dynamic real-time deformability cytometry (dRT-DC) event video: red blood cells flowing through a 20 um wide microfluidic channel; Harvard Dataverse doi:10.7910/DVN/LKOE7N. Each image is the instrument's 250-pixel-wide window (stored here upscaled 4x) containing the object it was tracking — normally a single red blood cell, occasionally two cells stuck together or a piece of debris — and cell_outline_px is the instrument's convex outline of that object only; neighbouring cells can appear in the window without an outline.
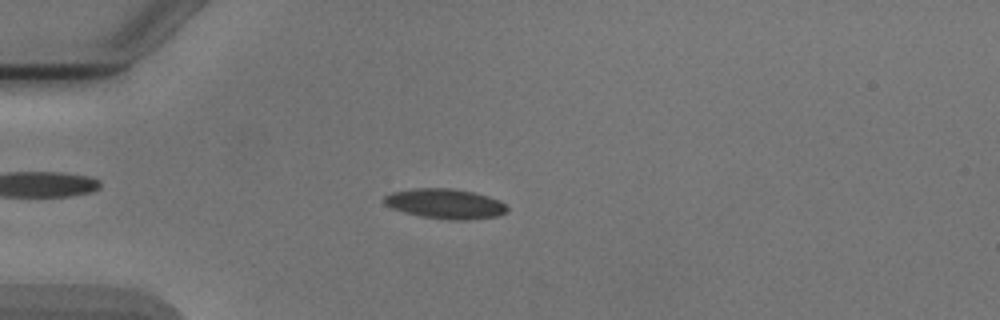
{"species": "Egyptian fruit bat (a non-hibernating species)", "species_latin": "Rousettus aegyptiacus", "temperature_condition": "cold", "stored_images_in_passage": 6, "camera_frame_rate_fps": 3000, "um_per_image_px": 0.085, "animal": {"sex": "male"}, "frame": {"image": 1, "passage_image": 3, "time_ms": 3.333, "image_size_px": [1000, 320], "cell_outline_px": [[508, 212], [500, 216], [468, 220], [448, 220], [420, 216], [404, 212], [392, 208], [384, 204], [384, 196], [392, 192], [416, 188], [452, 188], [476, 192], [500, 200], [508, 204]], "centroid_in_image_um": [37.91, 17.32], "position_along_channel_um": 47.1, "area_um2": 21.85}}
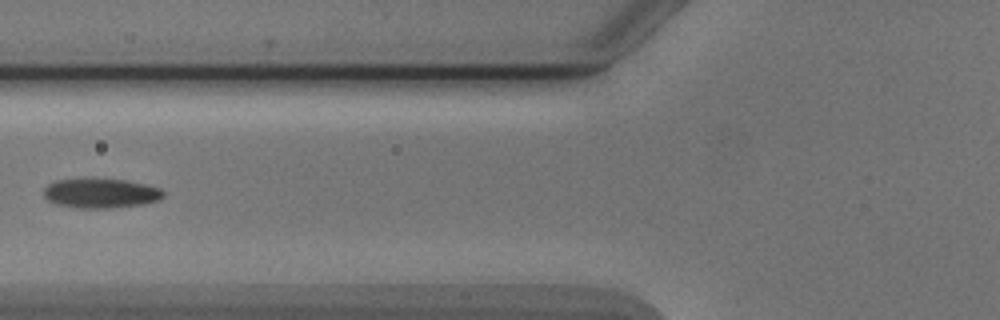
{"frame": {"image": 2, "passage_image": 5, "time_ms": 5.667, "image_size_px": [1000, 320], "cell_outline_px": [[164, 196], [160, 200], [140, 204], [112, 208], [76, 208], [56, 204], [48, 200], [44, 196], [44, 188], [48, 184], [56, 180], [128, 180], [160, 188], [164, 192]], "centroid_in_image_um": [8.57, 16.44], "position_along_channel_um": 117.2, "area_um2": 20.29}}
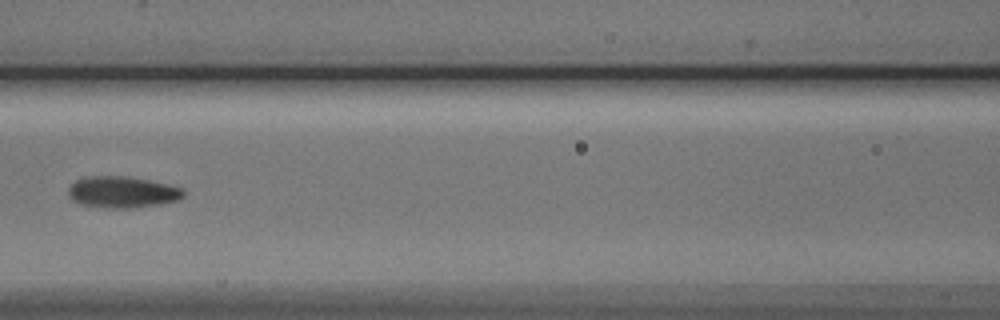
{"frame": {"image": 3, "passage_image": 6, "time_ms": 6.667, "image_size_px": [1000, 320], "cell_outline_px": [[184, 196], [180, 200], [160, 204], [132, 208], [108, 208], [80, 204], [72, 200], [68, 196], [68, 188], [76, 180], [84, 176], [124, 176], [148, 180], [168, 184], [180, 188], [184, 192]], "centroid_in_image_um": [10.37, 16.33], "position_along_channel_um": 156.2, "area_um2": 21.15}}